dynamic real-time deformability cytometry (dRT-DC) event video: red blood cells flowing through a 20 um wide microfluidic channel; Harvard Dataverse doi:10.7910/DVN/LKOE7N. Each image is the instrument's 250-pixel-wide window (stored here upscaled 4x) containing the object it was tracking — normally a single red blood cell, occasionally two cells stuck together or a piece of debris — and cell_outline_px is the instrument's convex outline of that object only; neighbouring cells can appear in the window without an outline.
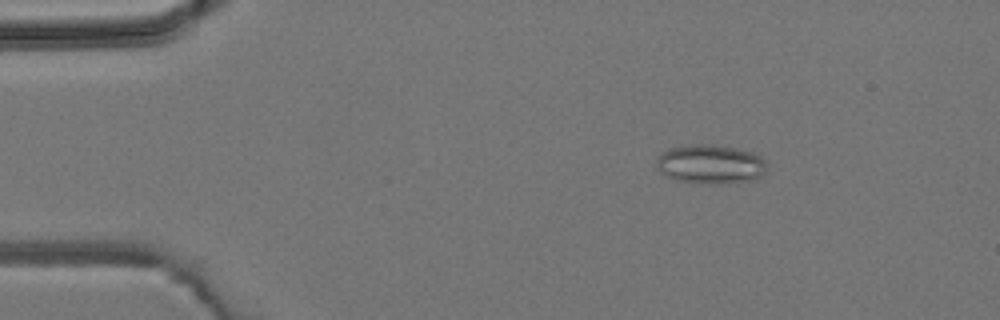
{"species": "common noctule bat (a hibernating species)", "species_latin": "Nyctalus noctula", "temperature_condition": "room temperature", "stored_images_in_passage": 4, "camera_frame_rate_fps": 3000, "um_per_image_px": 0.085, "animal": {"sex": "male", "body_mass_g": 19.2, "forearm_length_mm": 51.8}, "frame": {"image": 1, "passage_image": 2, "time_ms": 1.333, "image_size_px": [1000, 320], "cell_outline_px": [[768, 168], [756, 180], [724, 184], [692, 184], [676, 180], [664, 176], [656, 168], [656, 160], [668, 148], [688, 144], [712, 144], [736, 148], [752, 152], [760, 156], [764, 160]], "centroid_in_image_um": [60.37, 13.98], "position_along_channel_um": 24.6, "area_um2": 25.84}}